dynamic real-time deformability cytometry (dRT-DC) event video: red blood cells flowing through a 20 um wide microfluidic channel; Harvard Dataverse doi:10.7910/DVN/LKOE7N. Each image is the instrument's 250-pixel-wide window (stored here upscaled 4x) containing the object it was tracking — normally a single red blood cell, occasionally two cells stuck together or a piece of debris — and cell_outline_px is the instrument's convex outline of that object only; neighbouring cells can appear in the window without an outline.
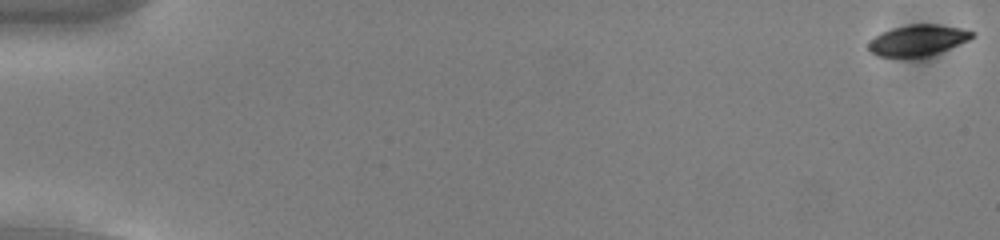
{"species": "common noctule bat (a hibernating species)", "species_latin": "Nyctalus noctula", "temperature_condition": "cold", "stored_images_in_passage": 56, "camera_frame_rate_fps": 3000, "um_per_image_px": 0.085, "animal": {"sex": "male", "body_mass_g": 13.0, "forearm_length_mm": 53.1}, "frame": {"image": 1, "passage_image": 1, "time_ms": 0.0, "image_size_px": [1000, 240], "cell_outline_px": [[976, 36], [968, 40], [928, 56], [876, 56], [868, 52], [868, 40], [880, 32], [892, 28], [908, 24], [936, 24], [960, 28], [976, 32]], "centroid_in_image_um": [77.96, 3.4], "position_along_channel_um": 7.0, "area_um2": 18.67}}
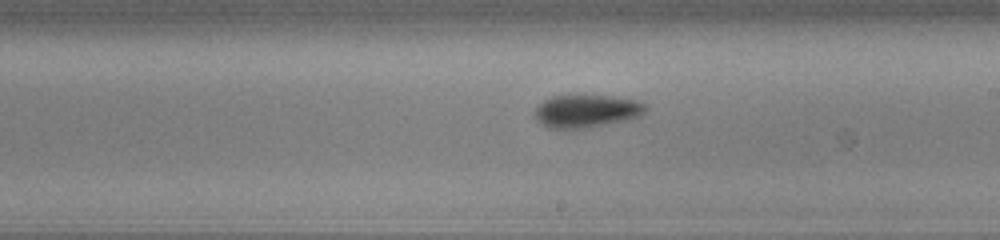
{"frame": {"image": 2, "passage_image": 33, "time_ms": 10.667, "image_size_px": [1000, 240], "cell_outline_px": [[648, 108], [640, 116], [628, 120], [588, 128], [548, 128], [536, 120], [536, 108], [544, 100], [552, 96], [604, 96], [636, 100], [644, 104]], "centroid_in_image_um": [49.87, 9.46], "position_along_channel_um": 239.1, "area_um2": 20.92}}
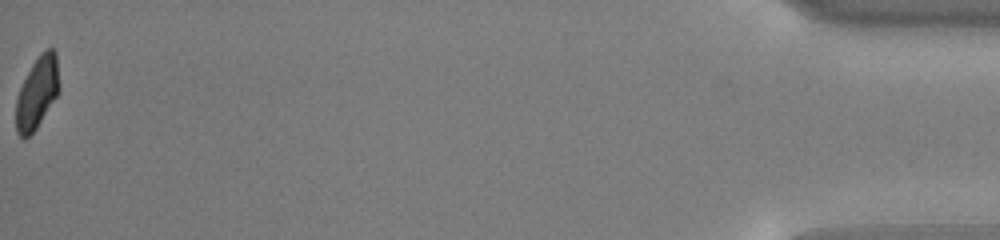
{"frame": {"image": 3, "passage_image": 56, "time_ms": 18.333, "image_size_px": [1000, 240], "cell_outline_px": [[60, 88], [56, 96], [36, 128], [24, 140], [16, 132], [16, 100], [20, 88], [32, 64], [40, 52], [48, 48], [52, 48], [56, 52]], "centroid_in_image_um": [3.16, 7.86], "position_along_channel_um": 432.0, "area_um2": 17.92}, "authors_computed_cell_mechanics": {"area_um2": 19.5653, "velocity_mm_per_s": 3.7629, "shape_relaxation_time_tau1_ms": 3.6454, "shape_relaxation_time_tau2_ms": 10.2608, "deformation_change_tau1": 0.1061, "deformation_change_tau2": 0.1432}}